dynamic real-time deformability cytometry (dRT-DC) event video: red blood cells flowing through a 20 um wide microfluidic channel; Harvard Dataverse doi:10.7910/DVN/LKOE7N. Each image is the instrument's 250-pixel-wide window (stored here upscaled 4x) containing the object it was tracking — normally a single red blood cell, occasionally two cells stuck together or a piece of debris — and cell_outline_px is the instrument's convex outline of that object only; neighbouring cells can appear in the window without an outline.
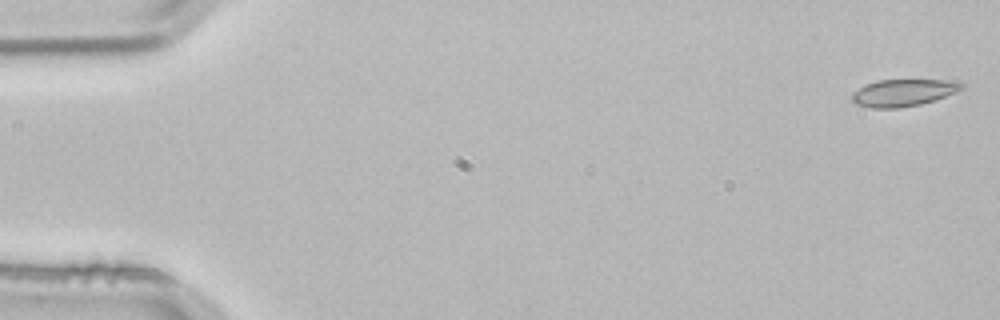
{"species": "common noctule bat (a hibernating species)", "species_latin": "Nyctalus noctula", "temperature_condition": "room temperature", "stored_images_in_passage": 3, "camera_frame_rate_fps": 3000, "um_per_image_px": 0.085, "animal": {"sex": "male", "body_mass_g": 21.5, "forearm_length_mm": 52.0}, "frame": {"image": 1, "passage_image": 1, "time_ms": 0.0, "image_size_px": [1000, 320], "cell_outline_px": [[964, 88], [956, 92], [936, 100], [920, 104], [900, 108], [872, 108], [856, 104], [852, 100], [852, 92], [868, 84], [880, 80], [956, 80], [964, 84]], "centroid_in_image_um": [76.82, 7.88], "position_along_channel_um": 8.2, "area_um2": 17.28}}